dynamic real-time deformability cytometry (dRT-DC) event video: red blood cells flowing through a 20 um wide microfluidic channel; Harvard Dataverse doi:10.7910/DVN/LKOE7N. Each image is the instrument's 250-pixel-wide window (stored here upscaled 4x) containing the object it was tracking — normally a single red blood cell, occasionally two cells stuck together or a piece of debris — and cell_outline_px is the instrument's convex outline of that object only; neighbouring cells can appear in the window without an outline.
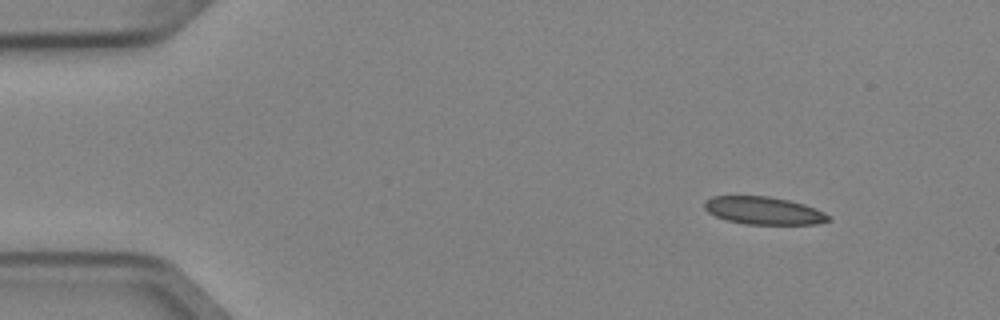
{"species": "Egyptian fruit bat (a non-hibernating species)", "species_latin": "Rousettus aegyptiacus", "temperature_condition": "cold", "stored_images_in_passage": 6, "camera_frame_rate_fps": 3000, "um_per_image_px": 0.085, "animal": {"sex": "female"}, "frame": {"image": 1, "passage_image": 1, "time_ms": 0.0, "image_size_px": [1000, 320], "cell_outline_px": [[832, 220], [816, 224], [744, 224], [724, 220], [708, 212], [704, 208], [704, 200], [712, 196], [768, 196], [788, 200], [804, 204], [824, 212], [832, 216]], "centroid_in_image_um": [64.9, 17.9], "position_along_channel_um": 20.1, "area_um2": 20.17}}
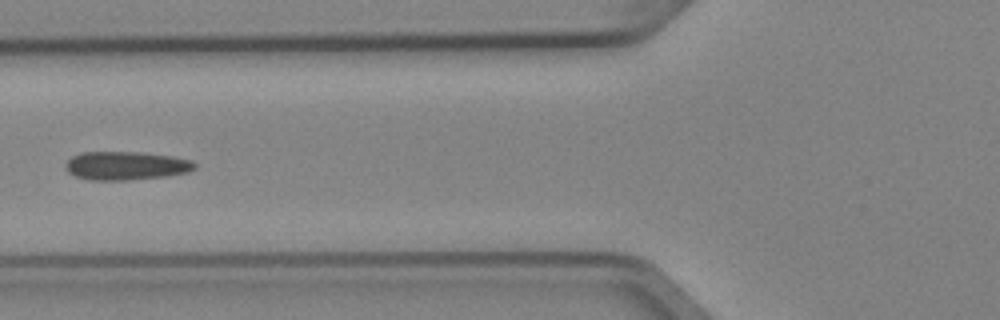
{"frame": {"image": 2, "passage_image": 5, "time_ms": 1.333, "image_size_px": [1000, 320], "cell_outline_px": [[196, 168], [188, 172], [164, 176], [128, 180], [88, 180], [76, 176], [68, 172], [64, 168], [64, 164], [72, 156], [80, 152], [140, 152], [172, 156], [192, 160], [196, 164]], "centroid_in_image_um": [10.68, 14.08], "position_along_channel_um": 115.1, "area_um2": 21.56}}
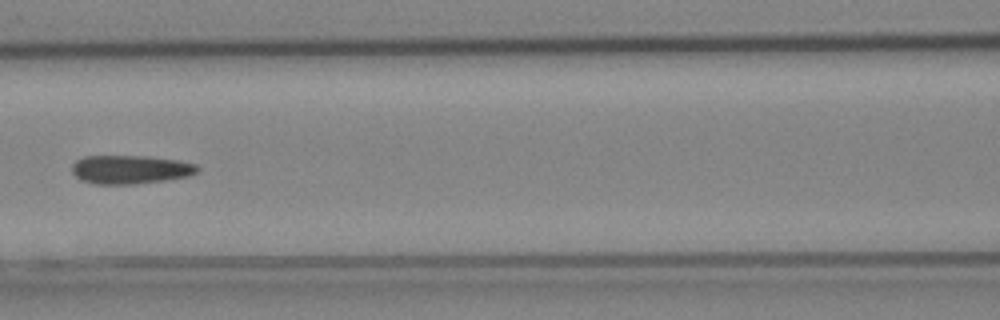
{"frame": {"image": 3, "passage_image": 6, "time_ms": 1.667, "image_size_px": [1000, 320], "cell_outline_px": [[200, 168], [196, 172], [188, 176], [164, 180], [132, 184], [96, 184], [80, 180], [72, 172], [72, 164], [76, 160], [84, 156], [148, 156], [176, 160], [196, 164]], "centroid_in_image_um": [11.05, 14.4], "position_along_channel_um": 155.6, "area_um2": 20.87}}